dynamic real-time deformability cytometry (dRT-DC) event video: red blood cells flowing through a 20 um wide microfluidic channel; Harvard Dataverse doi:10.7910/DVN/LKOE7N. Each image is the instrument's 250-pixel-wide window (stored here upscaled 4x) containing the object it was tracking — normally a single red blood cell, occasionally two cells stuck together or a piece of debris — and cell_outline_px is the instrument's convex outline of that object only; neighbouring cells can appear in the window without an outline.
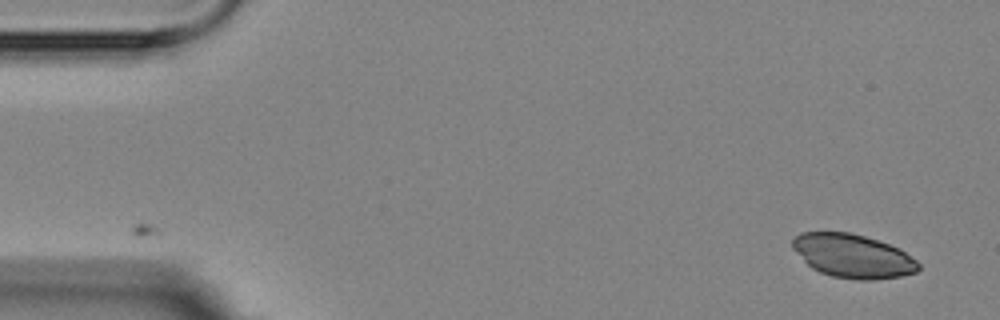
{"species": "Egyptian fruit bat (a non-hibernating species)", "species_latin": "Rousettus aegyptiacus", "temperature_condition": "room temperature", "stored_images_in_passage": 4, "camera_frame_rate_fps": 3000, "um_per_image_px": 0.085, "animal": {"sex": "female"}, "frame": {"image": 1, "passage_image": 1, "time_ms": 0.0, "image_size_px": [1000, 320], "cell_outline_px": [[920, 268], [916, 272], [900, 276], [872, 280], [856, 280], [832, 276], [820, 272], [812, 268], [792, 248], [792, 240], [800, 232], [852, 232], [900, 248], [916, 260], [920, 264]], "centroid_in_image_um": [72.5, 21.76], "position_along_channel_um": 12.5, "area_um2": 31.96}}